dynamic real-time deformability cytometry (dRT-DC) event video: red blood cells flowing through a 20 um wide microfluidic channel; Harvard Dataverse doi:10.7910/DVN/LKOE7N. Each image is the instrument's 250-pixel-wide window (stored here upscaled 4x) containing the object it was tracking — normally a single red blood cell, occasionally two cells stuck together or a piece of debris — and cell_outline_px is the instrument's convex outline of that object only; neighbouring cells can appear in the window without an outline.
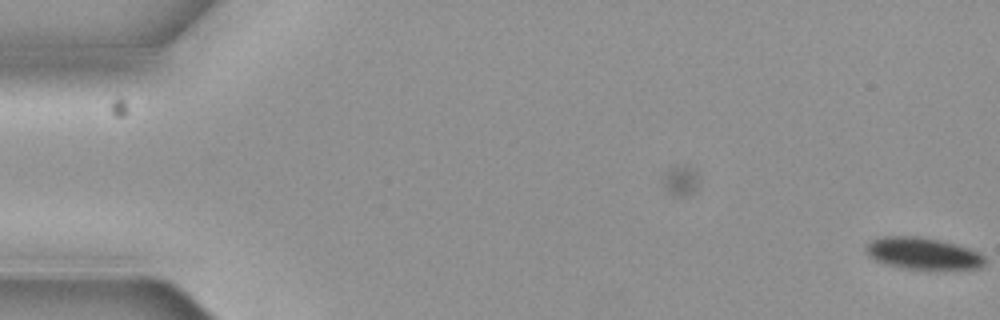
{"species": "common noctule bat (a hibernating species)", "species_latin": "Nyctalus noctula", "temperature_condition": "cold", "stored_images_in_passage": 4, "camera_frame_rate_fps": 3000, "um_per_image_px": 0.085, "animal": {"sex": "female", "body_mass_g": 19.3, "forearm_length_mm": 54.1}, "frame": {"image": 1, "passage_image": 4, "time_ms": 1.0, "image_size_px": [1000, 320], "cell_outline_px": [[984, 264], [980, 268], [904, 268], [888, 264], [876, 260], [868, 256], [864, 248], [872, 240], [884, 236], [920, 236], [940, 240], [956, 244], [968, 248], [984, 256]], "centroid_in_image_um": [78.41, 21.52], "position_along_channel_um": 6.6, "area_um2": 21.56}}